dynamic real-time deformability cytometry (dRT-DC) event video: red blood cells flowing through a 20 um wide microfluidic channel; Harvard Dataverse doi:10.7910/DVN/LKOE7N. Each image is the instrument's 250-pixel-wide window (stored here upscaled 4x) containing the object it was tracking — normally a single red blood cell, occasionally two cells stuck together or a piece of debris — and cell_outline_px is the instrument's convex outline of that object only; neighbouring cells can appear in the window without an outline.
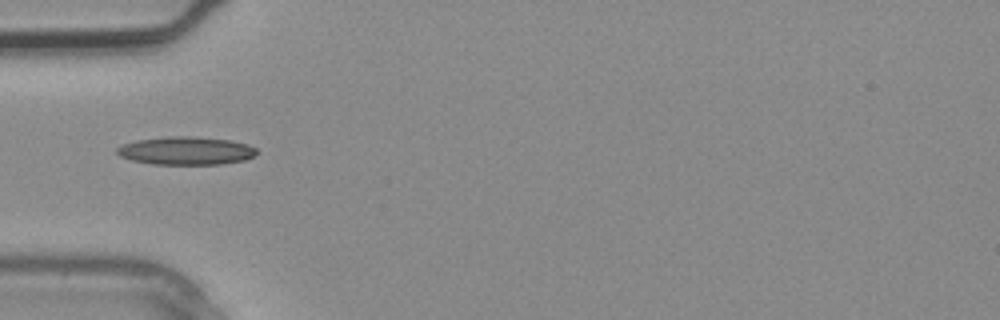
{"species": "common noctule bat (a hibernating species)", "species_latin": "Nyctalus noctula", "temperature_condition": "warm", "stored_images_in_passage": 1, "camera_frame_rate_fps": 3000, "um_per_image_px": 0.085, "animal": {"sex": "male", "body_mass_g": 20.4}, "frame": {"image": 1, "passage_image": 1, "time_ms": 0.0, "image_size_px": [1000, 320], "cell_outline_px": [[260, 152], [256, 156], [244, 160], [220, 164], [152, 164], [132, 160], [120, 156], [116, 152], [116, 148], [124, 144], [136, 140], [168, 136], [192, 136], [232, 140], [248, 144], [256, 148]], "centroid_in_image_um": [15.86, 12.81], "position_along_channel_um": 69.1, "area_um2": 23.06}}